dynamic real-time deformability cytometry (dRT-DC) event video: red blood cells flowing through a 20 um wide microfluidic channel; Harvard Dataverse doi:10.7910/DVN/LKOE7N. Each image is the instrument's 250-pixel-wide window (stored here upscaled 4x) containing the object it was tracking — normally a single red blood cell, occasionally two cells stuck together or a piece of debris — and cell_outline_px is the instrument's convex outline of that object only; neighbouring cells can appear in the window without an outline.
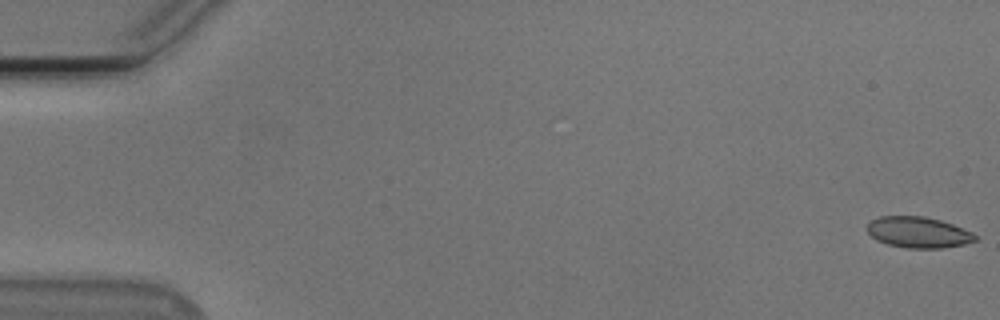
{"species": "Egyptian fruit bat (a non-hibernating species)", "species_latin": "Rousettus aegyptiacus", "temperature_condition": "cold", "stored_images_in_passage": 55, "camera_frame_rate_fps": 3000, "um_per_image_px": 0.085, "animal": {"sex": "male"}, "frame": {"image": 1, "passage_image": 1, "time_ms": 0.0, "image_size_px": [1000, 320], "cell_outline_px": [[976, 240], [964, 244], [940, 248], [908, 248], [888, 244], [876, 240], [868, 232], [868, 224], [872, 220], [880, 216], [924, 216], [940, 220], [952, 224], [972, 232], [976, 236]], "centroid_in_image_um": [78.05, 19.74], "position_along_channel_um": 6.9, "area_um2": 19.31}}
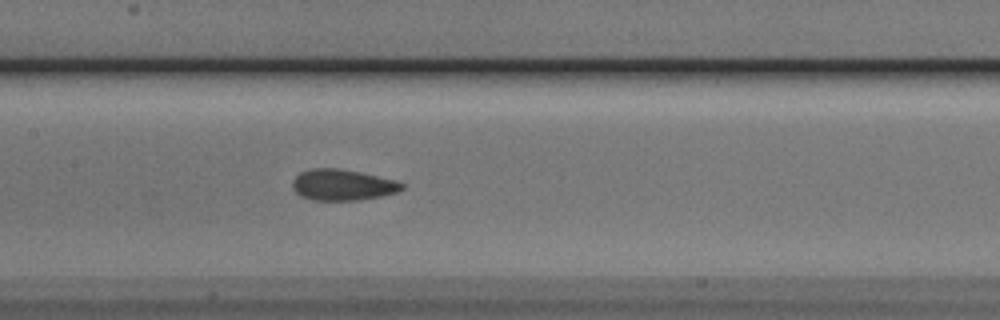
{"frame": {"image": 2, "passage_image": 27, "time_ms": 8.667, "image_size_px": [1000, 320], "cell_outline_px": [[404, 188], [396, 192], [380, 196], [360, 200], [312, 200], [300, 196], [292, 188], [292, 180], [300, 172], [312, 168], [336, 168], [360, 172], [396, 180], [404, 184]], "centroid_in_image_um": [29.09, 15.71], "position_along_channel_um": 178.3, "area_um2": 19.83}}
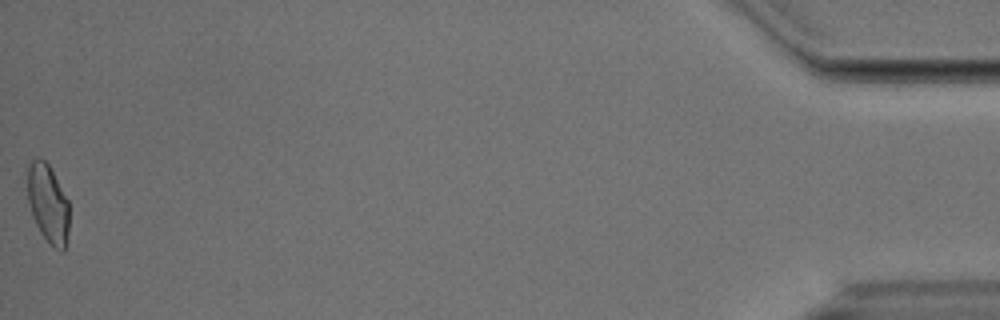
{"frame": {"image": 3, "passage_image": 55, "time_ms": 18.0, "image_size_px": [1000, 320], "cell_outline_px": [[68, 232], [64, 252], [60, 252], [40, 232], [32, 216], [28, 200], [28, 168], [32, 160], [36, 156], [40, 156], [48, 164], [68, 200]], "centroid_in_image_um": [4.08, 17.29], "position_along_channel_um": 431.1, "area_um2": 18.84}, "authors_computed_cell_mechanics": {"area_um2": 19.652, "velocity_mm_per_s": 3.765, "shape_relaxation_time_tau1_ms": 6.7228, "shape_relaxation_time_tau2_ms": 1.9959, "deformation_change_tau1": 0.1569, "deformation_change_tau2": 0.0683}}